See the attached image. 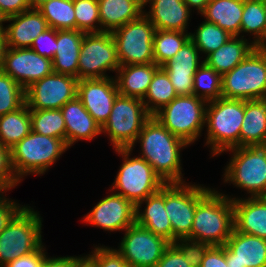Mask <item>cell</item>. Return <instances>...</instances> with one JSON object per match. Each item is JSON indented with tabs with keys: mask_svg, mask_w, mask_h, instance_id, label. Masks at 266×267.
<instances>
[{
	"mask_svg": "<svg viewBox=\"0 0 266 267\" xmlns=\"http://www.w3.org/2000/svg\"><path fill=\"white\" fill-rule=\"evenodd\" d=\"M6 21H12L4 32L6 47L9 48H30L34 39L49 28L42 13L32 8L8 17Z\"/></svg>",
	"mask_w": 266,
	"mask_h": 267,
	"instance_id": "44dd1931",
	"label": "cell"
},
{
	"mask_svg": "<svg viewBox=\"0 0 266 267\" xmlns=\"http://www.w3.org/2000/svg\"><path fill=\"white\" fill-rule=\"evenodd\" d=\"M19 183L11 167L10 149L0 144V190L5 193Z\"/></svg>",
	"mask_w": 266,
	"mask_h": 267,
	"instance_id": "f6af8a7d",
	"label": "cell"
},
{
	"mask_svg": "<svg viewBox=\"0 0 266 267\" xmlns=\"http://www.w3.org/2000/svg\"><path fill=\"white\" fill-rule=\"evenodd\" d=\"M98 7L102 32H113L144 13L132 0H98Z\"/></svg>",
	"mask_w": 266,
	"mask_h": 267,
	"instance_id": "4dcf8cb0",
	"label": "cell"
},
{
	"mask_svg": "<svg viewBox=\"0 0 266 267\" xmlns=\"http://www.w3.org/2000/svg\"><path fill=\"white\" fill-rule=\"evenodd\" d=\"M144 202L146 207L142 212L140 208ZM135 223L172 243V226L165 210V184L136 205Z\"/></svg>",
	"mask_w": 266,
	"mask_h": 267,
	"instance_id": "cb8c5ba5",
	"label": "cell"
},
{
	"mask_svg": "<svg viewBox=\"0 0 266 267\" xmlns=\"http://www.w3.org/2000/svg\"><path fill=\"white\" fill-rule=\"evenodd\" d=\"M254 35L256 47L266 46V8L263 0H244L240 33Z\"/></svg>",
	"mask_w": 266,
	"mask_h": 267,
	"instance_id": "d6a6232c",
	"label": "cell"
},
{
	"mask_svg": "<svg viewBox=\"0 0 266 267\" xmlns=\"http://www.w3.org/2000/svg\"><path fill=\"white\" fill-rule=\"evenodd\" d=\"M74 11L77 30L84 33L102 32L98 0H74Z\"/></svg>",
	"mask_w": 266,
	"mask_h": 267,
	"instance_id": "60d3db41",
	"label": "cell"
},
{
	"mask_svg": "<svg viewBox=\"0 0 266 267\" xmlns=\"http://www.w3.org/2000/svg\"><path fill=\"white\" fill-rule=\"evenodd\" d=\"M266 141V102L244 100V119L240 130V147L263 145Z\"/></svg>",
	"mask_w": 266,
	"mask_h": 267,
	"instance_id": "f546056e",
	"label": "cell"
},
{
	"mask_svg": "<svg viewBox=\"0 0 266 267\" xmlns=\"http://www.w3.org/2000/svg\"><path fill=\"white\" fill-rule=\"evenodd\" d=\"M78 78L52 73L25 89V104L30 110L60 109L77 96Z\"/></svg>",
	"mask_w": 266,
	"mask_h": 267,
	"instance_id": "9a60e30c",
	"label": "cell"
},
{
	"mask_svg": "<svg viewBox=\"0 0 266 267\" xmlns=\"http://www.w3.org/2000/svg\"><path fill=\"white\" fill-rule=\"evenodd\" d=\"M201 267H229L226 264L225 245L210 246L204 255Z\"/></svg>",
	"mask_w": 266,
	"mask_h": 267,
	"instance_id": "c3c4849f",
	"label": "cell"
},
{
	"mask_svg": "<svg viewBox=\"0 0 266 267\" xmlns=\"http://www.w3.org/2000/svg\"><path fill=\"white\" fill-rule=\"evenodd\" d=\"M118 95L117 83L113 77L78 80L77 97L101 127L108 120Z\"/></svg>",
	"mask_w": 266,
	"mask_h": 267,
	"instance_id": "e0dca14e",
	"label": "cell"
},
{
	"mask_svg": "<svg viewBox=\"0 0 266 267\" xmlns=\"http://www.w3.org/2000/svg\"><path fill=\"white\" fill-rule=\"evenodd\" d=\"M222 98L260 100L266 95V48L255 47L231 71L222 76Z\"/></svg>",
	"mask_w": 266,
	"mask_h": 267,
	"instance_id": "5b68a950",
	"label": "cell"
},
{
	"mask_svg": "<svg viewBox=\"0 0 266 267\" xmlns=\"http://www.w3.org/2000/svg\"><path fill=\"white\" fill-rule=\"evenodd\" d=\"M245 38L244 35L232 36L224 45L211 52L203 60L221 76L231 71L236 65L244 60L256 47L255 44Z\"/></svg>",
	"mask_w": 266,
	"mask_h": 267,
	"instance_id": "83f0119b",
	"label": "cell"
},
{
	"mask_svg": "<svg viewBox=\"0 0 266 267\" xmlns=\"http://www.w3.org/2000/svg\"><path fill=\"white\" fill-rule=\"evenodd\" d=\"M84 32L57 30L56 53L53 57V72L78 78V59Z\"/></svg>",
	"mask_w": 266,
	"mask_h": 267,
	"instance_id": "484cf974",
	"label": "cell"
},
{
	"mask_svg": "<svg viewBox=\"0 0 266 267\" xmlns=\"http://www.w3.org/2000/svg\"><path fill=\"white\" fill-rule=\"evenodd\" d=\"M24 104L25 89L0 70V116L18 110Z\"/></svg>",
	"mask_w": 266,
	"mask_h": 267,
	"instance_id": "ab89813d",
	"label": "cell"
},
{
	"mask_svg": "<svg viewBox=\"0 0 266 267\" xmlns=\"http://www.w3.org/2000/svg\"><path fill=\"white\" fill-rule=\"evenodd\" d=\"M231 37L229 32L206 20L198 26L196 33H190V40L200 52L206 54V57L224 45Z\"/></svg>",
	"mask_w": 266,
	"mask_h": 267,
	"instance_id": "74e56055",
	"label": "cell"
},
{
	"mask_svg": "<svg viewBox=\"0 0 266 267\" xmlns=\"http://www.w3.org/2000/svg\"><path fill=\"white\" fill-rule=\"evenodd\" d=\"M234 208V229L266 239V201L262 197L230 198Z\"/></svg>",
	"mask_w": 266,
	"mask_h": 267,
	"instance_id": "603a6c76",
	"label": "cell"
},
{
	"mask_svg": "<svg viewBox=\"0 0 266 267\" xmlns=\"http://www.w3.org/2000/svg\"><path fill=\"white\" fill-rule=\"evenodd\" d=\"M60 110L65 121L66 144L69 148L79 140H92L102 133L100 124L89 114L77 96Z\"/></svg>",
	"mask_w": 266,
	"mask_h": 267,
	"instance_id": "7402d4cb",
	"label": "cell"
},
{
	"mask_svg": "<svg viewBox=\"0 0 266 267\" xmlns=\"http://www.w3.org/2000/svg\"><path fill=\"white\" fill-rule=\"evenodd\" d=\"M136 206L122 195L112 193L99 201L83 222L106 231H125L135 224Z\"/></svg>",
	"mask_w": 266,
	"mask_h": 267,
	"instance_id": "ac0fdd59",
	"label": "cell"
},
{
	"mask_svg": "<svg viewBox=\"0 0 266 267\" xmlns=\"http://www.w3.org/2000/svg\"><path fill=\"white\" fill-rule=\"evenodd\" d=\"M207 103L195 95L177 96L153 116L170 133L190 145L201 136Z\"/></svg>",
	"mask_w": 266,
	"mask_h": 267,
	"instance_id": "ba28073f",
	"label": "cell"
},
{
	"mask_svg": "<svg viewBox=\"0 0 266 267\" xmlns=\"http://www.w3.org/2000/svg\"><path fill=\"white\" fill-rule=\"evenodd\" d=\"M38 10L46 19L48 27L56 30L76 29L74 0H49Z\"/></svg>",
	"mask_w": 266,
	"mask_h": 267,
	"instance_id": "d590c367",
	"label": "cell"
},
{
	"mask_svg": "<svg viewBox=\"0 0 266 267\" xmlns=\"http://www.w3.org/2000/svg\"><path fill=\"white\" fill-rule=\"evenodd\" d=\"M7 18L0 10V32H5V27H3V23L6 22Z\"/></svg>",
	"mask_w": 266,
	"mask_h": 267,
	"instance_id": "9f6ffc18",
	"label": "cell"
},
{
	"mask_svg": "<svg viewBox=\"0 0 266 267\" xmlns=\"http://www.w3.org/2000/svg\"><path fill=\"white\" fill-rule=\"evenodd\" d=\"M244 119V100L219 98L206 106V145L212 156L240 147V130Z\"/></svg>",
	"mask_w": 266,
	"mask_h": 267,
	"instance_id": "3957f363",
	"label": "cell"
},
{
	"mask_svg": "<svg viewBox=\"0 0 266 267\" xmlns=\"http://www.w3.org/2000/svg\"><path fill=\"white\" fill-rule=\"evenodd\" d=\"M45 247L42 245L37 251L29 255L19 257L4 267H41L42 261L46 256Z\"/></svg>",
	"mask_w": 266,
	"mask_h": 267,
	"instance_id": "681fc988",
	"label": "cell"
},
{
	"mask_svg": "<svg viewBox=\"0 0 266 267\" xmlns=\"http://www.w3.org/2000/svg\"><path fill=\"white\" fill-rule=\"evenodd\" d=\"M190 39V32L155 30L153 35L154 63L162 66Z\"/></svg>",
	"mask_w": 266,
	"mask_h": 267,
	"instance_id": "e575fe53",
	"label": "cell"
},
{
	"mask_svg": "<svg viewBox=\"0 0 266 267\" xmlns=\"http://www.w3.org/2000/svg\"><path fill=\"white\" fill-rule=\"evenodd\" d=\"M78 59V80L111 77L120 67L111 32L85 33Z\"/></svg>",
	"mask_w": 266,
	"mask_h": 267,
	"instance_id": "4fadbf2b",
	"label": "cell"
},
{
	"mask_svg": "<svg viewBox=\"0 0 266 267\" xmlns=\"http://www.w3.org/2000/svg\"><path fill=\"white\" fill-rule=\"evenodd\" d=\"M91 253L84 256V263L88 267H130L116 249L95 246Z\"/></svg>",
	"mask_w": 266,
	"mask_h": 267,
	"instance_id": "b9f144b4",
	"label": "cell"
},
{
	"mask_svg": "<svg viewBox=\"0 0 266 267\" xmlns=\"http://www.w3.org/2000/svg\"><path fill=\"white\" fill-rule=\"evenodd\" d=\"M30 7L26 0H0V10L6 18L20 14Z\"/></svg>",
	"mask_w": 266,
	"mask_h": 267,
	"instance_id": "816d5d0a",
	"label": "cell"
},
{
	"mask_svg": "<svg viewBox=\"0 0 266 267\" xmlns=\"http://www.w3.org/2000/svg\"><path fill=\"white\" fill-rule=\"evenodd\" d=\"M263 147L266 149V141L264 142Z\"/></svg>",
	"mask_w": 266,
	"mask_h": 267,
	"instance_id": "91938a15",
	"label": "cell"
},
{
	"mask_svg": "<svg viewBox=\"0 0 266 267\" xmlns=\"http://www.w3.org/2000/svg\"><path fill=\"white\" fill-rule=\"evenodd\" d=\"M154 32V25L144 14L111 32L120 66L154 63Z\"/></svg>",
	"mask_w": 266,
	"mask_h": 267,
	"instance_id": "7c38bea8",
	"label": "cell"
},
{
	"mask_svg": "<svg viewBox=\"0 0 266 267\" xmlns=\"http://www.w3.org/2000/svg\"><path fill=\"white\" fill-rule=\"evenodd\" d=\"M42 218L27 205L0 233V267L31 254L42 246Z\"/></svg>",
	"mask_w": 266,
	"mask_h": 267,
	"instance_id": "8992f818",
	"label": "cell"
},
{
	"mask_svg": "<svg viewBox=\"0 0 266 267\" xmlns=\"http://www.w3.org/2000/svg\"><path fill=\"white\" fill-rule=\"evenodd\" d=\"M30 118L32 131L66 142V126L60 109L30 110Z\"/></svg>",
	"mask_w": 266,
	"mask_h": 267,
	"instance_id": "8d00e7d4",
	"label": "cell"
},
{
	"mask_svg": "<svg viewBox=\"0 0 266 267\" xmlns=\"http://www.w3.org/2000/svg\"><path fill=\"white\" fill-rule=\"evenodd\" d=\"M81 267H88L85 263Z\"/></svg>",
	"mask_w": 266,
	"mask_h": 267,
	"instance_id": "94428289",
	"label": "cell"
},
{
	"mask_svg": "<svg viewBox=\"0 0 266 267\" xmlns=\"http://www.w3.org/2000/svg\"><path fill=\"white\" fill-rule=\"evenodd\" d=\"M69 147L63 139L31 131L10 149V162L17 180L28 174L43 175Z\"/></svg>",
	"mask_w": 266,
	"mask_h": 267,
	"instance_id": "277c9868",
	"label": "cell"
},
{
	"mask_svg": "<svg viewBox=\"0 0 266 267\" xmlns=\"http://www.w3.org/2000/svg\"><path fill=\"white\" fill-rule=\"evenodd\" d=\"M200 51L189 39L182 48L161 68L167 73L178 96L193 95V78L203 64Z\"/></svg>",
	"mask_w": 266,
	"mask_h": 267,
	"instance_id": "d6986e66",
	"label": "cell"
},
{
	"mask_svg": "<svg viewBox=\"0 0 266 267\" xmlns=\"http://www.w3.org/2000/svg\"><path fill=\"white\" fill-rule=\"evenodd\" d=\"M159 68L155 63L120 66L115 78L119 94L143 100Z\"/></svg>",
	"mask_w": 266,
	"mask_h": 267,
	"instance_id": "4316f807",
	"label": "cell"
},
{
	"mask_svg": "<svg viewBox=\"0 0 266 267\" xmlns=\"http://www.w3.org/2000/svg\"><path fill=\"white\" fill-rule=\"evenodd\" d=\"M132 1H134L136 4H138L143 10L149 2V0H132Z\"/></svg>",
	"mask_w": 266,
	"mask_h": 267,
	"instance_id": "6f0895ef",
	"label": "cell"
},
{
	"mask_svg": "<svg viewBox=\"0 0 266 267\" xmlns=\"http://www.w3.org/2000/svg\"><path fill=\"white\" fill-rule=\"evenodd\" d=\"M184 1L190 9L192 7L196 8L197 12L201 13L205 9L209 0H184Z\"/></svg>",
	"mask_w": 266,
	"mask_h": 267,
	"instance_id": "f5cc1de1",
	"label": "cell"
},
{
	"mask_svg": "<svg viewBox=\"0 0 266 267\" xmlns=\"http://www.w3.org/2000/svg\"><path fill=\"white\" fill-rule=\"evenodd\" d=\"M29 7L32 9H38L41 5L49 0H26Z\"/></svg>",
	"mask_w": 266,
	"mask_h": 267,
	"instance_id": "11a10c76",
	"label": "cell"
},
{
	"mask_svg": "<svg viewBox=\"0 0 266 267\" xmlns=\"http://www.w3.org/2000/svg\"><path fill=\"white\" fill-rule=\"evenodd\" d=\"M169 244L164 237L135 223L125 230L117 251L130 267H155Z\"/></svg>",
	"mask_w": 266,
	"mask_h": 267,
	"instance_id": "5bb4252c",
	"label": "cell"
},
{
	"mask_svg": "<svg viewBox=\"0 0 266 267\" xmlns=\"http://www.w3.org/2000/svg\"><path fill=\"white\" fill-rule=\"evenodd\" d=\"M151 7L144 15L155 30L187 32L191 10L184 0H149Z\"/></svg>",
	"mask_w": 266,
	"mask_h": 267,
	"instance_id": "d4e9b609",
	"label": "cell"
},
{
	"mask_svg": "<svg viewBox=\"0 0 266 267\" xmlns=\"http://www.w3.org/2000/svg\"><path fill=\"white\" fill-rule=\"evenodd\" d=\"M155 267H192L188 261L183 258L181 250L170 243L163 252L162 258Z\"/></svg>",
	"mask_w": 266,
	"mask_h": 267,
	"instance_id": "bcb514c9",
	"label": "cell"
},
{
	"mask_svg": "<svg viewBox=\"0 0 266 267\" xmlns=\"http://www.w3.org/2000/svg\"><path fill=\"white\" fill-rule=\"evenodd\" d=\"M229 267H266V239L233 229L225 243Z\"/></svg>",
	"mask_w": 266,
	"mask_h": 267,
	"instance_id": "ffe728a7",
	"label": "cell"
},
{
	"mask_svg": "<svg viewBox=\"0 0 266 267\" xmlns=\"http://www.w3.org/2000/svg\"><path fill=\"white\" fill-rule=\"evenodd\" d=\"M261 197L266 201V191Z\"/></svg>",
	"mask_w": 266,
	"mask_h": 267,
	"instance_id": "680465c9",
	"label": "cell"
},
{
	"mask_svg": "<svg viewBox=\"0 0 266 267\" xmlns=\"http://www.w3.org/2000/svg\"><path fill=\"white\" fill-rule=\"evenodd\" d=\"M226 151L233 156L225 168L224 182L243 188L250 197L266 191V149L263 145L234 147Z\"/></svg>",
	"mask_w": 266,
	"mask_h": 267,
	"instance_id": "9c48e42d",
	"label": "cell"
},
{
	"mask_svg": "<svg viewBox=\"0 0 266 267\" xmlns=\"http://www.w3.org/2000/svg\"><path fill=\"white\" fill-rule=\"evenodd\" d=\"M84 264V257H44L41 267H81Z\"/></svg>",
	"mask_w": 266,
	"mask_h": 267,
	"instance_id": "f907efd6",
	"label": "cell"
},
{
	"mask_svg": "<svg viewBox=\"0 0 266 267\" xmlns=\"http://www.w3.org/2000/svg\"><path fill=\"white\" fill-rule=\"evenodd\" d=\"M32 131L30 109L24 104L16 111L0 116V144L11 149Z\"/></svg>",
	"mask_w": 266,
	"mask_h": 267,
	"instance_id": "1f68e13d",
	"label": "cell"
},
{
	"mask_svg": "<svg viewBox=\"0 0 266 267\" xmlns=\"http://www.w3.org/2000/svg\"><path fill=\"white\" fill-rule=\"evenodd\" d=\"M234 229L232 199L211 190L196 206L190 239L223 246Z\"/></svg>",
	"mask_w": 266,
	"mask_h": 267,
	"instance_id": "7a4b0ae2",
	"label": "cell"
},
{
	"mask_svg": "<svg viewBox=\"0 0 266 267\" xmlns=\"http://www.w3.org/2000/svg\"><path fill=\"white\" fill-rule=\"evenodd\" d=\"M122 155L123 163L116 175L110 191L117 190V194L131 201L135 206L148 196L158 192L165 184L154 172L153 167L141 157H130L131 149H117Z\"/></svg>",
	"mask_w": 266,
	"mask_h": 267,
	"instance_id": "30bf717a",
	"label": "cell"
},
{
	"mask_svg": "<svg viewBox=\"0 0 266 267\" xmlns=\"http://www.w3.org/2000/svg\"><path fill=\"white\" fill-rule=\"evenodd\" d=\"M174 244L181 250L183 258L192 267H201L202 260L210 244L190 238L177 239Z\"/></svg>",
	"mask_w": 266,
	"mask_h": 267,
	"instance_id": "7bdbcfd3",
	"label": "cell"
},
{
	"mask_svg": "<svg viewBox=\"0 0 266 267\" xmlns=\"http://www.w3.org/2000/svg\"><path fill=\"white\" fill-rule=\"evenodd\" d=\"M177 96L167 73L160 67L154 73L149 89L142 101L147 111L153 116Z\"/></svg>",
	"mask_w": 266,
	"mask_h": 267,
	"instance_id": "836d02e7",
	"label": "cell"
},
{
	"mask_svg": "<svg viewBox=\"0 0 266 267\" xmlns=\"http://www.w3.org/2000/svg\"><path fill=\"white\" fill-rule=\"evenodd\" d=\"M1 71L11 76L24 89L53 73L52 60L31 48H9L4 53Z\"/></svg>",
	"mask_w": 266,
	"mask_h": 267,
	"instance_id": "2e32d148",
	"label": "cell"
},
{
	"mask_svg": "<svg viewBox=\"0 0 266 267\" xmlns=\"http://www.w3.org/2000/svg\"><path fill=\"white\" fill-rule=\"evenodd\" d=\"M221 90L222 76L203 62L193 78V95L209 102L222 98Z\"/></svg>",
	"mask_w": 266,
	"mask_h": 267,
	"instance_id": "f35d334b",
	"label": "cell"
},
{
	"mask_svg": "<svg viewBox=\"0 0 266 267\" xmlns=\"http://www.w3.org/2000/svg\"><path fill=\"white\" fill-rule=\"evenodd\" d=\"M151 116L141 99L119 94L102 126V133L108 134L114 150H133L137 137Z\"/></svg>",
	"mask_w": 266,
	"mask_h": 267,
	"instance_id": "52a82bcc",
	"label": "cell"
},
{
	"mask_svg": "<svg viewBox=\"0 0 266 267\" xmlns=\"http://www.w3.org/2000/svg\"><path fill=\"white\" fill-rule=\"evenodd\" d=\"M56 40L57 30L49 27L34 39L30 48L37 54L53 60L56 53Z\"/></svg>",
	"mask_w": 266,
	"mask_h": 267,
	"instance_id": "ee69618b",
	"label": "cell"
},
{
	"mask_svg": "<svg viewBox=\"0 0 266 267\" xmlns=\"http://www.w3.org/2000/svg\"><path fill=\"white\" fill-rule=\"evenodd\" d=\"M6 48L7 47H6L5 33L4 32H0V70H1V67H2L4 53H5Z\"/></svg>",
	"mask_w": 266,
	"mask_h": 267,
	"instance_id": "db71d44e",
	"label": "cell"
},
{
	"mask_svg": "<svg viewBox=\"0 0 266 267\" xmlns=\"http://www.w3.org/2000/svg\"><path fill=\"white\" fill-rule=\"evenodd\" d=\"M139 140V141H138ZM140 143L139 156L145 159L164 183H183L180 150L188 144L170 133L154 116L144 124L135 143Z\"/></svg>",
	"mask_w": 266,
	"mask_h": 267,
	"instance_id": "6da1fadb",
	"label": "cell"
},
{
	"mask_svg": "<svg viewBox=\"0 0 266 267\" xmlns=\"http://www.w3.org/2000/svg\"><path fill=\"white\" fill-rule=\"evenodd\" d=\"M25 207L15 200H9L0 193V233L10 224L14 217Z\"/></svg>",
	"mask_w": 266,
	"mask_h": 267,
	"instance_id": "7dc6e473",
	"label": "cell"
},
{
	"mask_svg": "<svg viewBox=\"0 0 266 267\" xmlns=\"http://www.w3.org/2000/svg\"><path fill=\"white\" fill-rule=\"evenodd\" d=\"M243 8L244 0H209L200 14L206 21L215 23L232 36H241Z\"/></svg>",
	"mask_w": 266,
	"mask_h": 267,
	"instance_id": "f1b7e54d",
	"label": "cell"
},
{
	"mask_svg": "<svg viewBox=\"0 0 266 267\" xmlns=\"http://www.w3.org/2000/svg\"><path fill=\"white\" fill-rule=\"evenodd\" d=\"M211 190L185 182L165 183V210L172 226V243L191 234L196 206Z\"/></svg>",
	"mask_w": 266,
	"mask_h": 267,
	"instance_id": "8fae6325",
	"label": "cell"
}]
</instances>
